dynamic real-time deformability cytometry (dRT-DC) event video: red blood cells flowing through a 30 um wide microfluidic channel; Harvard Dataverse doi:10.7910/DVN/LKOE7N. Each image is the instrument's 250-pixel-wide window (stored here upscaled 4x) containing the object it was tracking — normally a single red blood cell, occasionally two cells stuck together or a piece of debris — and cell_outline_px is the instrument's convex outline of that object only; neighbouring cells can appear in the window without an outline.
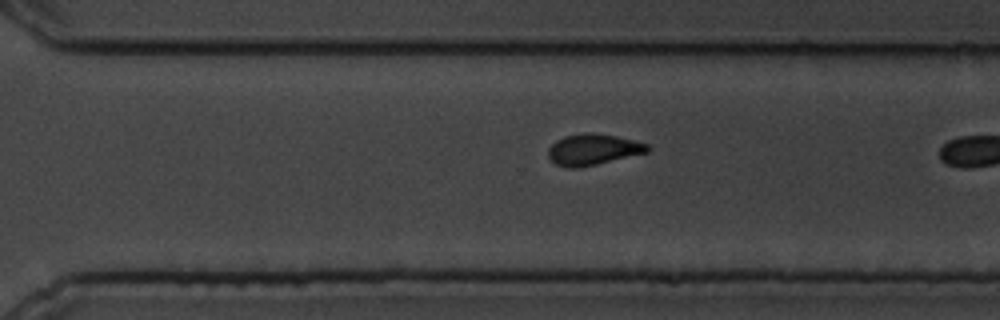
{"species": "common noctule bat (a hibernating species)", "species_latin": "Nyctalus noctula", "temperature_condition": "cold", "stored_images_in_passage": 10, "segment_of_instrument_passage": [2, 2], "camera_frame_rate_fps": 3000, "um_per_image_px": 0.085, "animal": {"sex": "male", "body_mass_g": 19.5, "forearm_length_mm": 54.6}, "frame": {"image": 1, "passage_image": 10, "time_ms": 11.333, "image_size_px": [1000, 320], "cell_outline_px": [[652, 148], [648, 152], [596, 164], [576, 168], [568, 168], [556, 164], [548, 156], [548, 148], [556, 140], [564, 136], [584, 132], [592, 132], [616, 136], [648, 144]], "centroid_in_image_um": [50.4, 12.69], "position_along_channel_um": 320.2, "area_um2": 17.92}}